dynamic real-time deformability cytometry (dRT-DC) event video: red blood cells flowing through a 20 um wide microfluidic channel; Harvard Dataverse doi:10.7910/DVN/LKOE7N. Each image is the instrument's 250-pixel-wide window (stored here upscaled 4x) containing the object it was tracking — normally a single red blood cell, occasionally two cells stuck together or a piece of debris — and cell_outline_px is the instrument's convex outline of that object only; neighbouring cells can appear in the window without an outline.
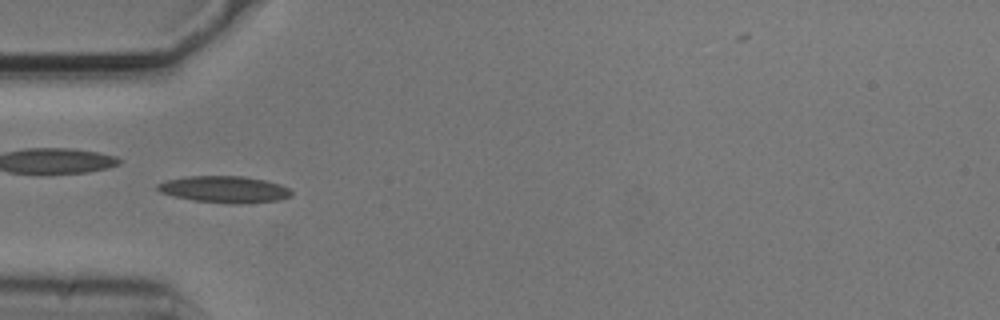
{"species": "common noctule bat (a hibernating species)", "species_latin": "Nyctalus noctula", "temperature_condition": "cold", "stored_images_in_passage": 7, "camera_frame_rate_fps": 3000, "um_per_image_px": 0.085, "animal": {"sex": "male", "body_mass_g": 20.5, "forearm_length_mm": 52.5}, "frame": {"image": 1, "passage_image": 5, "time_ms": 1.333, "image_size_px": [1000, 320], "cell_outline_px": [[292, 196], [280, 200], [240, 204], [228, 204], [196, 200], [176, 196], [160, 192], [156, 188], [156, 184], [164, 180], [184, 176], [244, 176], [264, 180], [280, 184], [288, 188], [292, 192]], "centroid_in_image_um": [19.08, 16.09], "position_along_channel_um": 65.9, "area_um2": 20.92}}
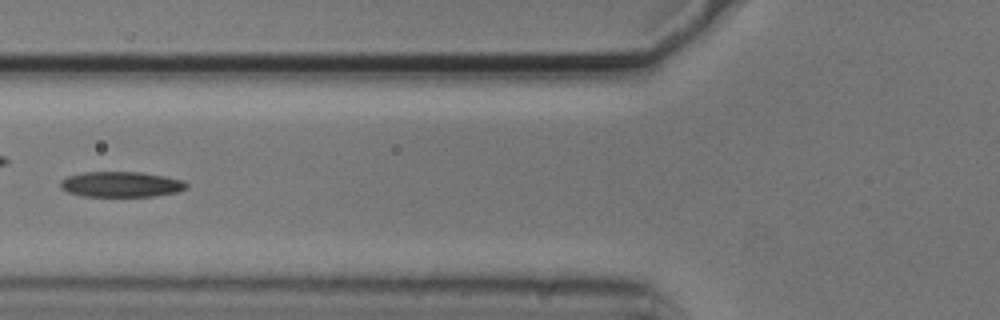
{"frame": {"image": 2, "passage_image": 6, "time_ms": 1.667, "image_size_px": [1000, 320], "cell_outline_px": [[188, 188], [176, 192], [156, 196], [80, 196], [68, 192], [60, 188], [60, 180], [68, 176], [84, 172], [140, 172], [164, 176], [184, 180], [188, 184]], "centroid_in_image_um": [10.29, 15.67], "position_along_channel_um": 115.5, "area_um2": 18.79}}
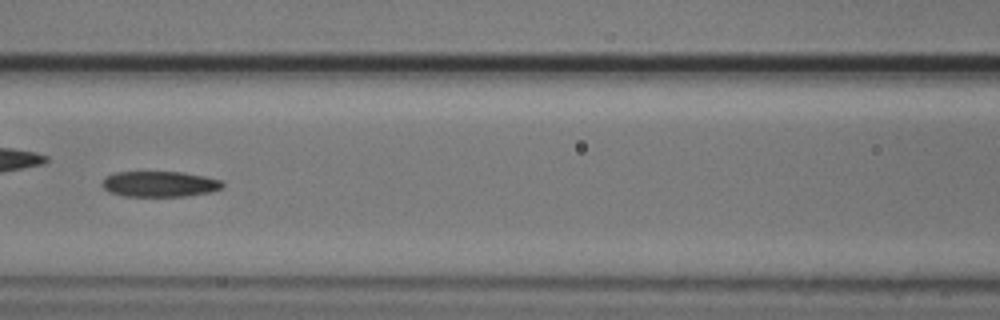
{"frame": {"image": 3, "passage_image": 7, "time_ms": 2.0, "image_size_px": [1000, 320], "cell_outline_px": [[224, 188], [212, 192], [184, 196], [124, 196], [108, 192], [100, 184], [104, 176], [116, 172], [184, 172], [204, 176], [220, 180], [224, 184]], "centroid_in_image_um": [13.55, 15.64], "position_along_channel_um": 153.1, "area_um2": 18.21}}